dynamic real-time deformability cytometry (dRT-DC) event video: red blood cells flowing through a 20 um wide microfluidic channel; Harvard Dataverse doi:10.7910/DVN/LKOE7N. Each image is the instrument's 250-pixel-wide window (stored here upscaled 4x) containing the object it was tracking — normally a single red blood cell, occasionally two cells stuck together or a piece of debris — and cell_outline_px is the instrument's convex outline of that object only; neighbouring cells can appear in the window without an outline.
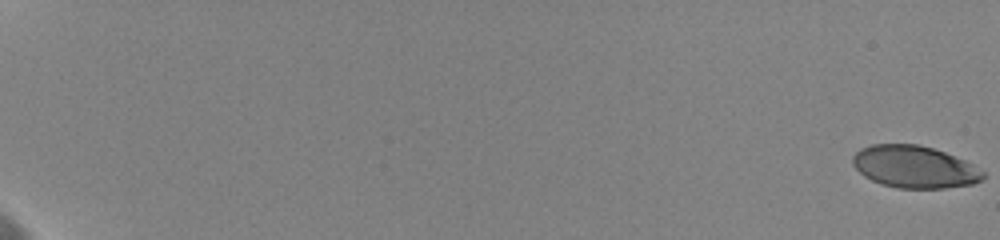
{"species": "human", "species_latin": "Homo sapiens", "temperature_condition": "cold", "stored_images_in_passage": 24, "camera_frame_rate_fps": 3000, "um_per_image_px": 0.085, "donor": {"sex": "female"}, "frame": {"image": 1, "passage_image": 1, "time_ms": 0.0, "image_size_px": [1000, 240], "cell_outline_px": [[984, 180], [972, 184], [944, 188], [896, 188], [880, 184], [864, 176], [852, 164], [852, 156], [860, 148], [872, 144], [916, 144], [932, 148], [944, 152], [964, 160], [984, 172]], "centroid_in_image_um": [77.7, 14.19], "position_along_channel_um": 7.3, "area_um2": 32.02}}
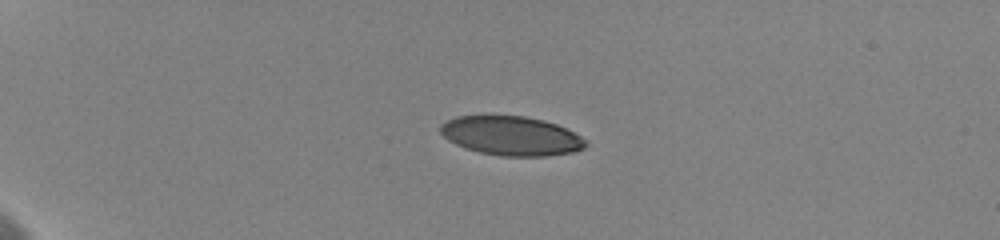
{"frame": {"image": 2, "passage_image": 12, "time_ms": 5.667, "image_size_px": [1000, 240], "cell_outline_px": [[588, 144], [584, 148], [572, 152], [548, 156], [500, 156], [480, 152], [464, 148], [448, 140], [440, 132], [440, 124], [456, 116], [524, 116], [544, 120], [556, 124], [576, 132], [588, 140]], "centroid_in_image_um": [43.5, 11.55], "position_along_channel_um": 41.5, "area_um2": 33.35}}